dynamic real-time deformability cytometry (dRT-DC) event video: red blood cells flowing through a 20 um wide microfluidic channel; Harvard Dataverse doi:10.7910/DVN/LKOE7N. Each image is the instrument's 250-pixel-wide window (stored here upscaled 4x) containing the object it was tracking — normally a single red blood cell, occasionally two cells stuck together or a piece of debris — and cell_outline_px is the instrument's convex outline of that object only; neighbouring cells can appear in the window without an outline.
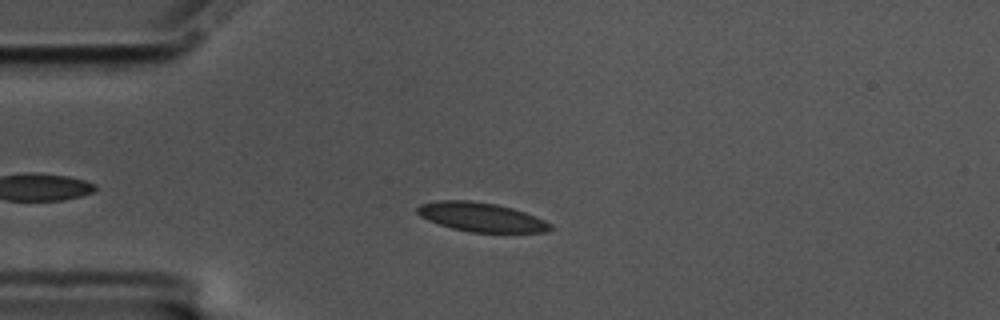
{"species": "common noctule bat (a hibernating species)", "species_latin": "Nyctalus noctula", "temperature_condition": "cold", "stored_images_in_passage": 49, "camera_frame_rate_fps": 3000, "um_per_image_px": 0.085, "animal": {"sex": "male", "body_mass_g": 17.5, "forearm_length_mm": 52.3}, "frame": {"image": 1, "passage_image": 9, "time_ms": 2.667, "image_size_px": [1000, 320], "cell_outline_px": [[552, 228], [548, 232], [468, 232], [452, 228], [428, 220], [420, 216], [416, 212], [416, 208], [420, 204], [440, 200], [472, 200], [496, 204], [512, 208], [536, 216], [552, 224]], "centroid_in_image_um": [40.9, 18.45], "position_along_channel_um": 44.1, "area_um2": 22.54}}
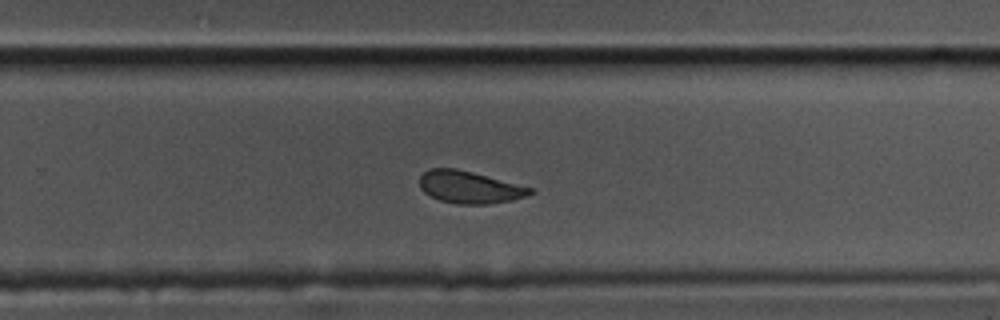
{"frame": {"image": 2, "passage_image": 32, "time_ms": 10.333, "image_size_px": [1000, 320], "cell_outline_px": [[536, 192], [512, 200], [488, 204], [456, 204], [440, 200], [424, 192], [420, 188], [420, 176], [428, 168], [456, 168], [536, 188]], "centroid_in_image_um": [39.94, 15.91], "position_along_channel_um": 289.9, "area_um2": 20.87}}
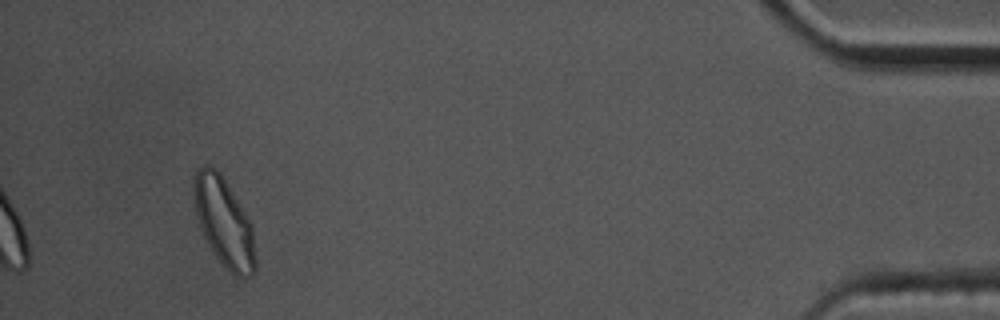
{"frame": {"image": 3, "passage_image": 49, "time_ms": 16.0, "image_size_px": [1000, 320], "cell_outline_px": [[256, 268], [252, 276], [244, 280], [236, 276], [224, 268], [212, 252], [200, 228], [196, 212], [192, 192], [192, 188], [196, 172], [200, 168], [208, 164], [216, 168], [220, 172], [248, 216], [252, 224], [256, 260]], "centroid_in_image_um": [19.06, 18.93], "position_along_channel_um": 416.1, "area_um2": 32.31}, "authors_computed_cell_mechanics": {"area_um2": 22.3686, "velocity_mm_per_s": 3.4643, "shape_relaxation_time_tau1_ms": 5.4168, "shape_relaxation_time_tau2_ms": 1.8321, "deformation_change_tau1": 0.1164, "deformation_change_tau2": 0.0704}}